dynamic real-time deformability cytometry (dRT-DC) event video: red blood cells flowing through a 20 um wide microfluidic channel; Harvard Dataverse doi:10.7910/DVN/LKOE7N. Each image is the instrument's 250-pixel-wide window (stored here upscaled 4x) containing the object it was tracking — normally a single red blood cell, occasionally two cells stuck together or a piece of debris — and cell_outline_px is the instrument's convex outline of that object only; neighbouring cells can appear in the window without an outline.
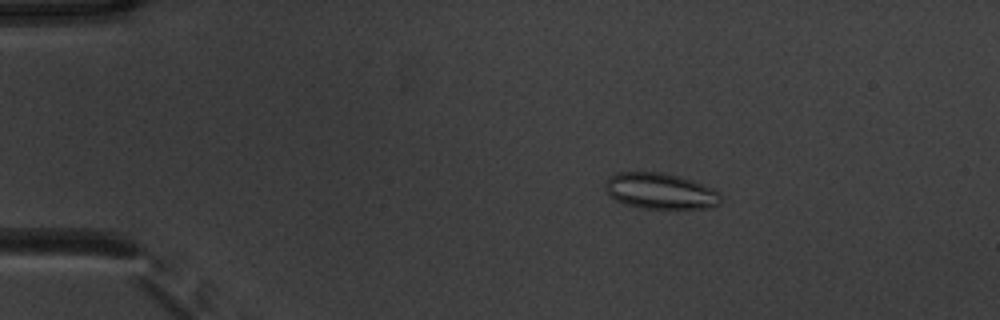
{"species": "common noctule bat (a hibernating species)", "species_latin": "Nyctalus noctula", "temperature_condition": "warm", "stored_images_in_passage": 53, "camera_frame_rate_fps": 3000, "um_per_image_px": 0.085, "animal": {"sex": "male", "body_mass_g": 20.1, "forearm_length_mm": 53.5}, "frame": {"image": 1, "passage_image": 10, "time_ms": 3.0, "image_size_px": [1000, 320], "cell_outline_px": [[720, 204], [712, 208], [640, 208], [624, 204], [616, 200], [604, 188], [608, 180], [616, 172], [664, 172], [680, 176], [704, 184], [720, 192]], "centroid_in_image_um": [56.17, 16.24], "position_along_channel_um": 28.8, "area_um2": 24.22}}
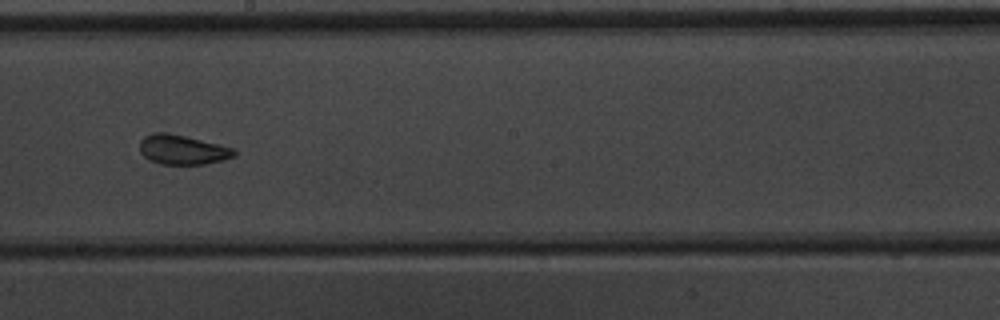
{"frame": {"image": 2, "passage_image": 31, "time_ms": 10.0, "image_size_px": [1000, 320], "cell_outline_px": [[236, 156], [224, 160], [204, 164], [164, 164], [152, 160], [144, 156], [140, 152], [140, 140], [144, 136], [156, 132], [164, 132], [184, 136], [220, 144], [236, 148]], "centroid_in_image_um": [15.56, 12.72], "position_along_channel_um": 232.6, "area_um2": 16.24}}
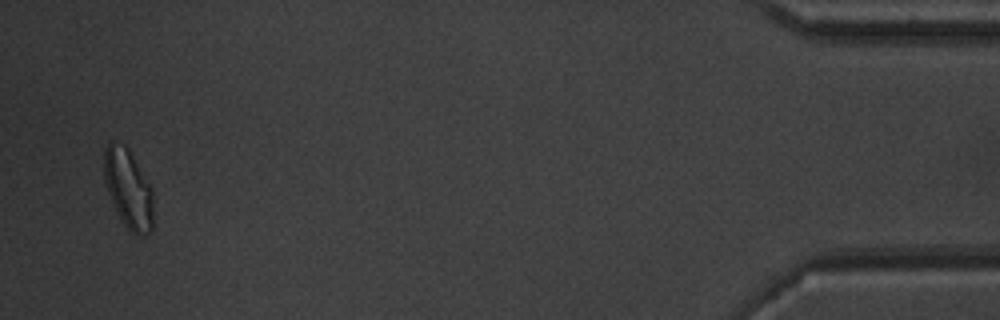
{"frame": {"image": 3, "passage_image": 52, "time_ms": 17.0, "image_size_px": [1000, 320], "cell_outline_px": [[152, 232], [144, 236], [140, 236], [132, 232], [120, 220], [116, 212], [108, 192], [104, 180], [104, 148], [112, 140], [116, 140], [124, 144], [128, 148], [152, 184]], "centroid_in_image_um": [10.91, 16.02], "position_along_channel_um": 424.3, "area_um2": 23.18}, "authors_computed_cell_mechanics": {"area_um2": 18.6116, "velocity_mm_per_s": 3.8534, "shape_relaxation_time_tau1_ms": 6.3387, "shape_relaxation_time_tau2_ms": 1.5438, "deformation_change_tau1": 0.1207, "deformation_change_tau2": 0.082}}